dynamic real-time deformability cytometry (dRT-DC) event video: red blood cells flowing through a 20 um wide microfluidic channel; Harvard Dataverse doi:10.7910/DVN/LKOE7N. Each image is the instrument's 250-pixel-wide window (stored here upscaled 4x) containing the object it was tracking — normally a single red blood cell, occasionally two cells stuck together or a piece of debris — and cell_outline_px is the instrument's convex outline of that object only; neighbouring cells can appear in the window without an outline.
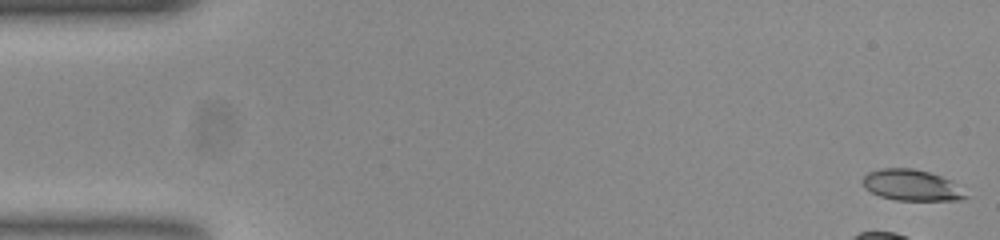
{"species": "common noctule bat (a hibernating species)", "species_latin": "Nyctalus noctula", "temperature_condition": "room temperature", "stored_images_in_passage": 8, "camera_frame_rate_fps": 3000, "um_per_image_px": 0.085, "animal": {"sex": "female", "body_mass_g": 23.0, "forearm_length_mm": 53.4}, "frame": {"image": 1, "passage_image": 1, "time_ms": 0.0, "image_size_px": [1000, 240], "cell_outline_px": [[968, 196], [960, 200], [896, 200], [880, 196], [864, 188], [864, 176], [868, 172], [884, 168], [912, 168], [928, 172], [940, 176], [948, 180]], "centroid_in_image_um": [77.43, 15.74], "position_along_channel_um": 7.6, "area_um2": 18.15}}